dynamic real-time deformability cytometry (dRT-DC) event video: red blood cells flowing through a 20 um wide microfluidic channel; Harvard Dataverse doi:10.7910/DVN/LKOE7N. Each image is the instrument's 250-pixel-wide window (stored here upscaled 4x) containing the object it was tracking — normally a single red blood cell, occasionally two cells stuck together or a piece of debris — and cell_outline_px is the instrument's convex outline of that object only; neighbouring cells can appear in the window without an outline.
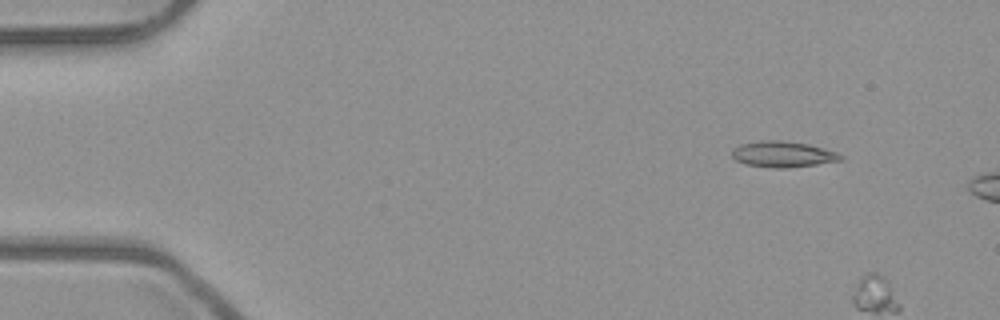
{"species": "common noctule bat (a hibernating species)", "species_latin": "Nyctalus noctula", "temperature_condition": "room temperature", "stored_images_in_passage": 7, "camera_frame_rate_fps": 3000, "um_per_image_px": 0.085, "animal": {"sex": "male", "body_mass_g": 23.1, "forearm_length_mm": 52.7}, "frame": {"image": 1, "passage_image": 2, "time_ms": 0.333, "image_size_px": [1000, 320], "cell_outline_px": [[844, 160], [788, 168], [776, 168], [744, 164], [736, 160], [732, 156], [732, 148], [740, 144], [760, 140], [784, 140], [808, 144], [824, 148], [836, 152], [844, 156]], "centroid_in_image_um": [66.54, 13.1], "position_along_channel_um": 18.5, "area_um2": 16.59}}